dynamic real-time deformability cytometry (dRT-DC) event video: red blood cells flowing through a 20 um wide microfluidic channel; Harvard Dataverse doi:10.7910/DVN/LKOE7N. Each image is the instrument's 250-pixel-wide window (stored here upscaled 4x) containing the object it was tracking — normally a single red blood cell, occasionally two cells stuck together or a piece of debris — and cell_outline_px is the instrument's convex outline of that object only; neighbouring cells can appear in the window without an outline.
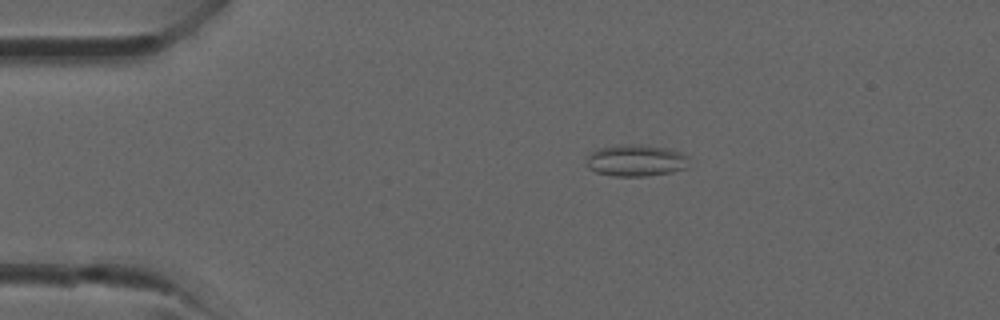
{"species": "common noctule bat (a hibernating species)", "species_latin": "Nyctalus noctula", "temperature_condition": "room temperature", "stored_images_in_passage": 3, "camera_frame_rate_fps": 3000, "um_per_image_px": 0.085, "animal": {"sex": "male", "forearm_length_mm": 52.5}, "frame": {"image": 1, "passage_image": 2, "time_ms": 0.333, "image_size_px": [1000, 320], "cell_outline_px": [[688, 168], [672, 172], [644, 176], [612, 176], [596, 172], [588, 168], [588, 156], [592, 152], [600, 148], [616, 144], [640, 144], [664, 148], [680, 152], [688, 156]], "centroid_in_image_um": [54.07, 13.64], "position_along_channel_um": 30.9, "area_um2": 18.96}}